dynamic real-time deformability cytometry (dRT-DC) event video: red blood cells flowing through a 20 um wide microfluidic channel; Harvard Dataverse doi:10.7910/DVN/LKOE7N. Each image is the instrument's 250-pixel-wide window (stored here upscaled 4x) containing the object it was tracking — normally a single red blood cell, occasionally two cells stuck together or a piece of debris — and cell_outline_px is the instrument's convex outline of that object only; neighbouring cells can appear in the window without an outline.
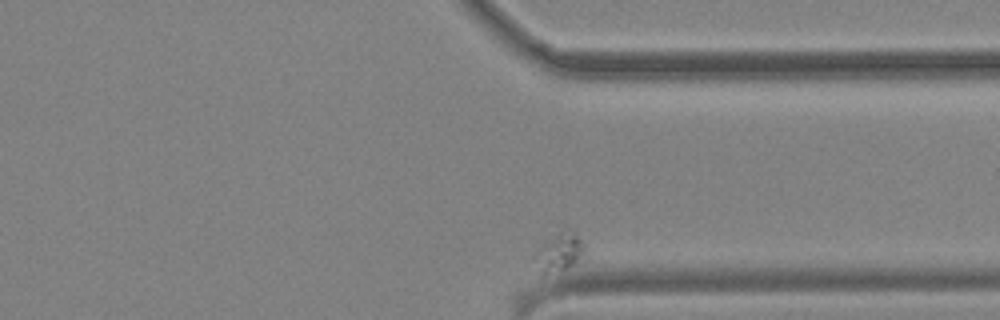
{"species": "common noctule bat (a hibernating species)", "species_latin": "Nyctalus noctula", "temperature_condition": "cold", "stored_images_in_passage": 47, "camera_frame_rate_fps": 3000, "um_per_image_px": 0.085, "animal": {"sex": "male", "body_mass_g": 19.2, "forearm_length_mm": 51.8}, "frame": {"image": 1, "passage_image": 47, "time_ms": 15.333, "image_size_px": [1000, 320], "cell_outline_px": [[588, 256], [564, 268], [544, 276], [540, 272], [532, 256], [556, 232], [568, 228], [576, 232], [584, 244]], "centroid_in_image_um": [47.6, 21.42], "position_along_channel_um": 363.8, "area_um2": 11.39}}